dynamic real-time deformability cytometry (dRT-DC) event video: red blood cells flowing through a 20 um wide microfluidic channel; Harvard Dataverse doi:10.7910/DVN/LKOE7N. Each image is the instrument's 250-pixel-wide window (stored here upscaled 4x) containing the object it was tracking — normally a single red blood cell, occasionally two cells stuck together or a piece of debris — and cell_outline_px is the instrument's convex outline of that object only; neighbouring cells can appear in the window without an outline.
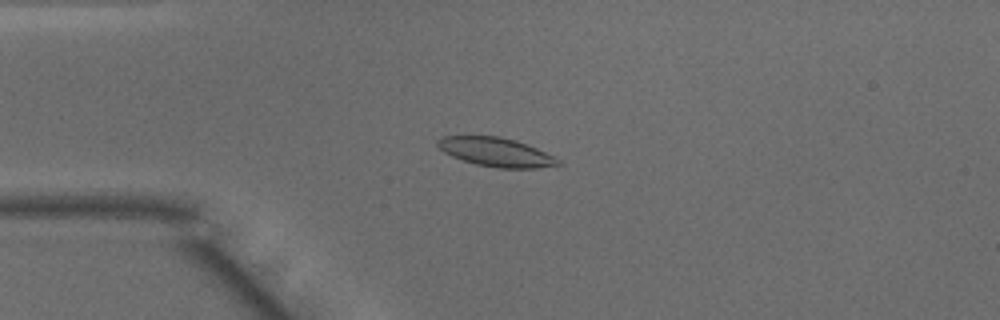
{"species": "common noctule bat (a hibernating species)", "species_latin": "Nyctalus noctula", "temperature_condition": "warm", "stored_images_in_passage": 49, "camera_frame_rate_fps": 3000, "um_per_image_px": 0.085, "animal": {"sex": "male", "body_mass_g": 15.6}, "frame": {"image": 1, "passage_image": 12, "time_ms": 3.667, "image_size_px": [1000, 320], "cell_outline_px": [[564, 164], [536, 168], [496, 168], [476, 164], [452, 156], [444, 152], [436, 144], [436, 140], [440, 136], [500, 136], [516, 140], [536, 148], [560, 160]], "centroid_in_image_um": [42.15, 12.92], "position_along_channel_um": 42.9, "area_um2": 20.23}}
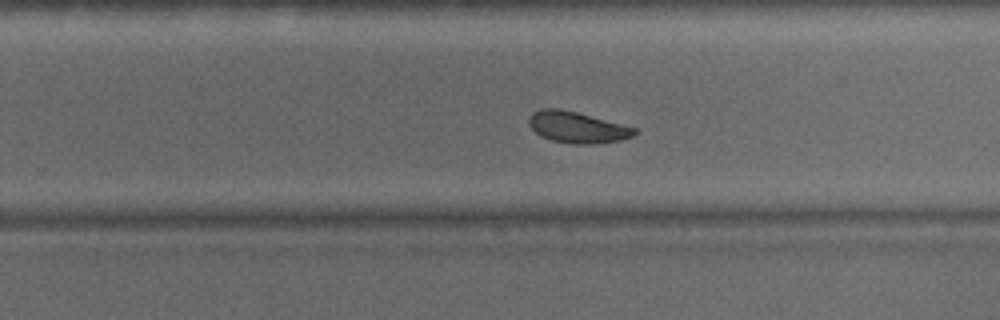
{"frame": {"image": 2, "passage_image": 31, "time_ms": 10.0, "image_size_px": [1000, 320], "cell_outline_px": [[640, 132], [632, 136], [620, 140], [596, 144], [576, 144], [552, 140], [540, 136], [528, 124], [528, 120], [532, 112], [540, 108], [560, 108], [576, 112], [636, 128]], "centroid_in_image_um": [49.05, 10.82], "position_along_channel_um": 280.8, "area_um2": 19.19}}
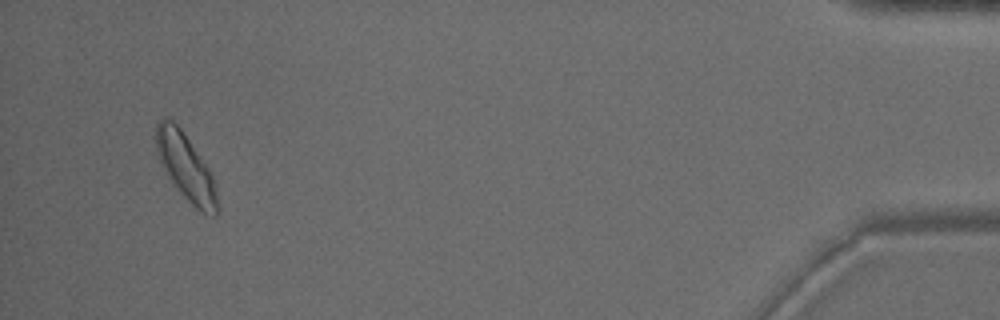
{"frame": {"image": 3, "passage_image": 47, "time_ms": 15.333, "image_size_px": [1000, 320], "cell_outline_px": [[216, 216], [212, 216], [200, 212], [184, 196], [168, 176], [160, 160], [156, 148], [156, 124], [160, 120], [168, 116], [180, 128], [208, 168], [212, 176], [216, 188]], "centroid_in_image_um": [15.77, 14.18], "position_along_channel_um": 419.4, "area_um2": 22.95}, "authors_computed_cell_mechanics": {"area_um2": 20.0566, "velocity_mm_per_s": 4.0543, "shape_relaxation_time_tau1_ms": 2.9545, "shape_relaxation_time_tau2_ms": 6.1704, "deformation_change_tau1": 0.0932, "deformation_change_tau2": 0.1254}}